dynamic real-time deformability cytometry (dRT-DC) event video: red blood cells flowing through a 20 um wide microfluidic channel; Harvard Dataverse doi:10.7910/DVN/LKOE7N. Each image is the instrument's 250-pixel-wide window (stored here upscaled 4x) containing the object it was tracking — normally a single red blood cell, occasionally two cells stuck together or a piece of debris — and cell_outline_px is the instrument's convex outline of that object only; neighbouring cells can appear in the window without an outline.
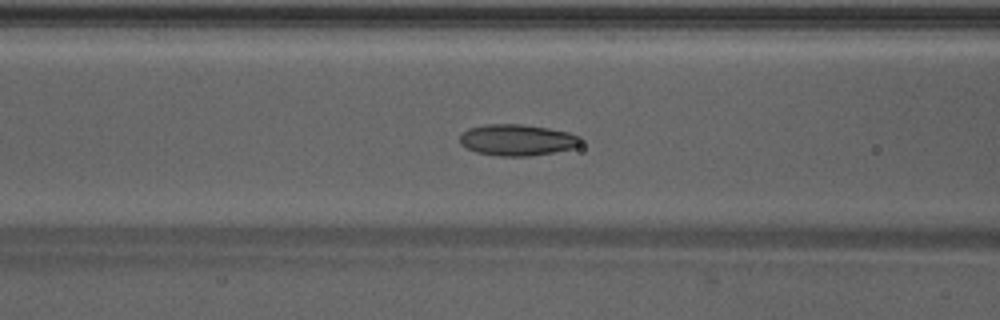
{"species": "Egyptian fruit bat (a non-hibernating species)", "species_latin": "Rousettus aegyptiacus", "temperature_condition": "warm", "stored_images_in_passage": 38, "camera_frame_rate_fps": 3000, "um_per_image_px": 0.085, "animal": {"sex": "male"}, "frame": {"image": 1, "passage_image": 9, "time_ms": 2.667, "image_size_px": [1000, 320], "cell_outline_px": [[584, 140], [580, 144], [572, 148], [552, 152], [528, 156], [500, 156], [476, 152], [460, 144], [460, 136], [468, 128], [484, 124], [524, 124], [548, 128], [568, 132], [580, 136]], "centroid_in_image_um": [43.97, 11.88], "position_along_channel_um": 122.6, "area_um2": 22.02}}
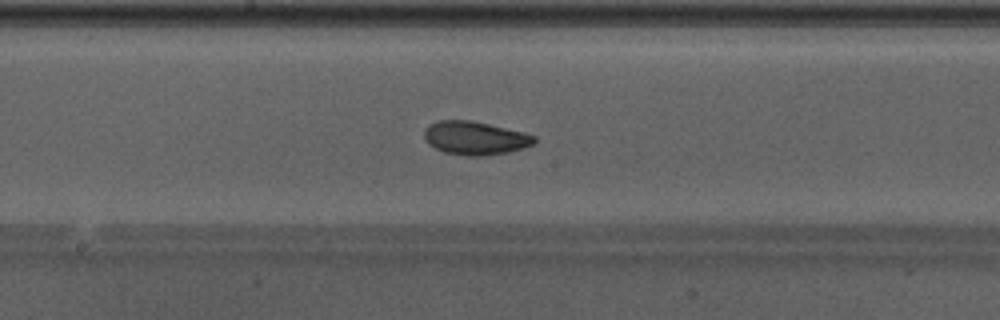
{"frame": {"image": 2, "passage_image": 15, "time_ms": 4.667, "image_size_px": [1000, 320], "cell_outline_px": [[536, 144], [524, 148], [508, 152], [484, 156], [468, 156], [444, 152], [428, 144], [424, 136], [424, 128], [428, 124], [436, 120], [472, 120], [524, 132], [536, 136]], "centroid_in_image_um": [40.39, 11.73], "position_along_channel_um": 207.8, "area_um2": 21.73}}
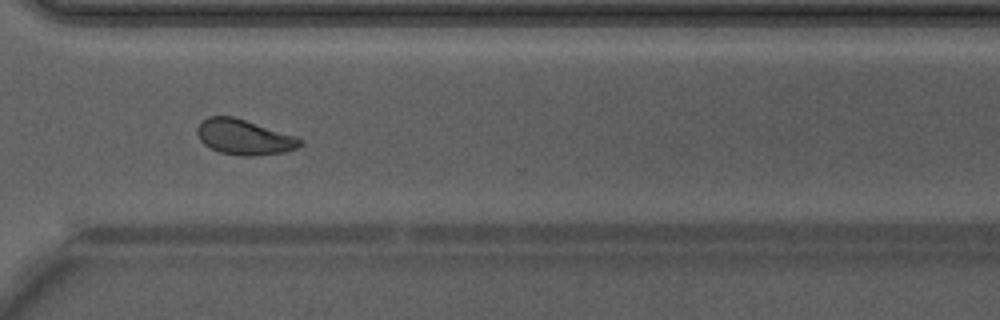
{"frame": {"image": 3, "passage_image": 25, "time_ms": 8.0, "image_size_px": [1000, 320], "cell_outline_px": [[304, 144], [296, 148], [284, 152], [252, 156], [244, 156], [220, 152], [204, 144], [200, 140], [196, 132], [196, 128], [208, 116], [232, 116], [296, 136], [304, 140]], "centroid_in_image_um": [20.77, 11.65], "position_along_channel_um": 349.8, "area_um2": 20.98}, "authors_computed_cell_mechanics": {"area_um2": 20.808, "velocity_mm_per_s": 4.2637, "shape_relaxation_time_tau1_ms": 6.1752, "shape_relaxation_time_tau2_ms": 2.217, "deformation_change_tau1": 0.1678, "deformation_change_tau2": 0.0711}}